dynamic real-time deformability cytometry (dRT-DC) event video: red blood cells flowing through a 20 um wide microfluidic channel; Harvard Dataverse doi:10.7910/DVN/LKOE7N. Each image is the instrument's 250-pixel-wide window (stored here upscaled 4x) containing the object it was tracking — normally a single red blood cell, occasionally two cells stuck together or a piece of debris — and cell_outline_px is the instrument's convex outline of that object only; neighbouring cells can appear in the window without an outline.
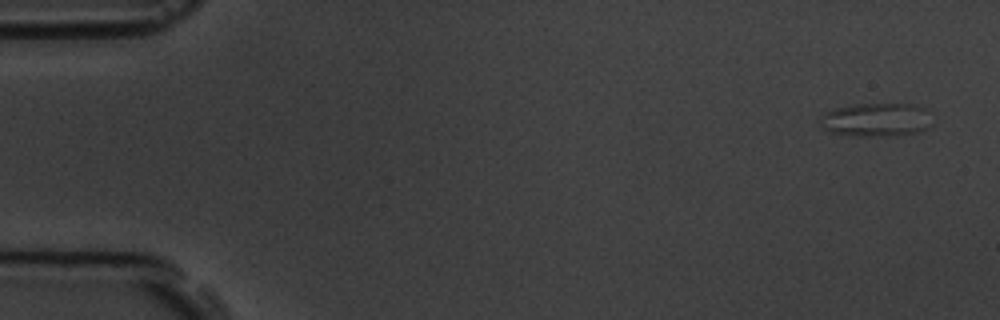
{"species": "common noctule bat (a hibernating species)", "species_latin": "Nyctalus noctula", "temperature_condition": "room temperature", "stored_images_in_passage": 43, "camera_frame_rate_fps": 3000, "um_per_image_px": 0.085, "animal": {"sex": "male", "body_mass_g": 19.5, "forearm_length_mm": 54.6}, "frame": {"image": 1, "passage_image": 1, "time_ms": 0.0, "image_size_px": [1000, 320], "cell_outline_px": [[932, 124], [928, 128], [916, 132], [896, 136], [848, 136], [832, 132], [824, 128], [820, 120], [824, 112], [836, 108], [852, 104], [916, 104], [924, 108]], "centroid_in_image_um": [74.48, 10.19], "position_along_channel_um": 10.5, "area_um2": 21.96}}